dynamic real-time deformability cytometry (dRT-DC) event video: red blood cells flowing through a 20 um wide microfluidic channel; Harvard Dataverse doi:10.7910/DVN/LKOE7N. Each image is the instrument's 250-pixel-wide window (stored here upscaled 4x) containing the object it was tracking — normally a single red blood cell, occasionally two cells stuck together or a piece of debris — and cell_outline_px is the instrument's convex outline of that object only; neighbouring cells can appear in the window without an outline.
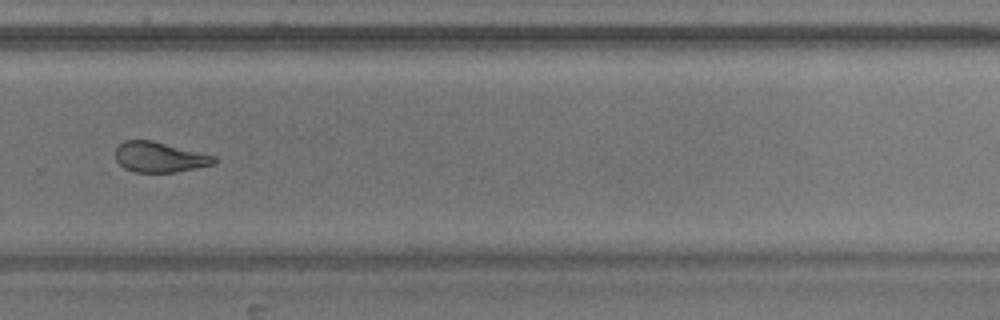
{"species": "common noctule bat (a hibernating species)", "species_latin": "Nyctalus noctula", "temperature_condition": "warm", "stored_images_in_passage": 31, "camera_frame_rate_fps": 3000, "um_per_image_px": 0.085, "animal": {"sex": "male", "body_mass_g": 17.9}, "frame": {"image": 1, "passage_image": 26, "time_ms": 8.333, "image_size_px": [1000, 320], "cell_outline_px": [[216, 164], [176, 172], [136, 172], [124, 168], [116, 160], [116, 148], [124, 140], [152, 140], [216, 156]], "centroid_in_image_um": [13.58, 13.35], "position_along_channel_um": 316.2, "area_um2": 17.4}, "authors_computed_cell_mechanics": {"area_um2": 18.0336, "velocity_mm_per_s": 3.5904, "shape_relaxation_time_tau1_ms": 6.1368, "shape_relaxation_time_tau2_ms": 1.8355, "deformation_change_tau1": 0.1763, "deformation_change_tau2": 0.0994}}